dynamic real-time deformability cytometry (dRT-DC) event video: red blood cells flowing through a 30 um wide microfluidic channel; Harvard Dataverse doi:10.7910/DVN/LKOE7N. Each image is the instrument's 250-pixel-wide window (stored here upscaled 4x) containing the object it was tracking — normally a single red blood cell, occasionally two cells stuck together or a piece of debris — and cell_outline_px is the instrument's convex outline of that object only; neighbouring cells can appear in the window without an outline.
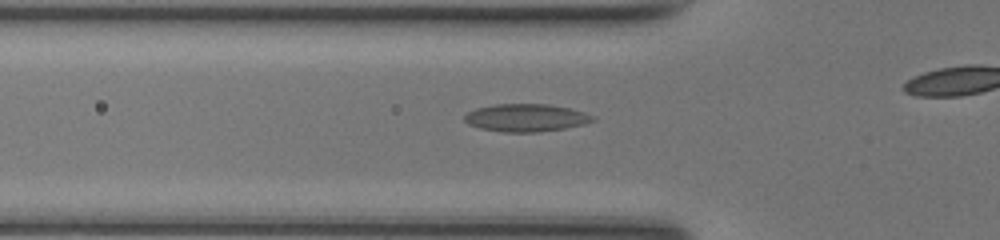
{"species": "common noctule bat (a hibernating species)", "species_latin": "Nyctalus noctula", "temperature_condition": "room temperature", "stored_images_in_passage": 25, "camera_frame_rate_fps": 3000, "um_per_image_px": 0.085, "animal": {"sex": "female", "body_mass_g": 17.0, "forearm_length_mm": 48.0}, "frame": {"image": 1, "passage_image": 3, "time_ms": 0.667, "image_size_px": [1000, 240], "cell_outline_px": [[596, 120], [584, 124], [564, 128], [536, 132], [504, 132], [480, 128], [468, 124], [464, 120], [464, 116], [468, 112], [476, 108], [496, 104], [548, 104], [568, 108], [592, 116]], "centroid_in_image_um": [44.66, 10.01], "position_along_channel_um": 81.1, "area_um2": 20.4}}
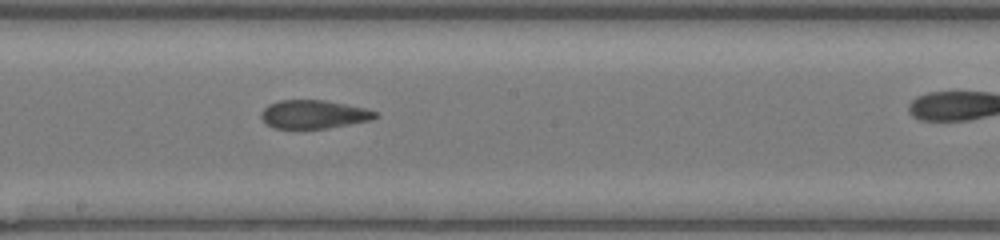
{"frame": {"image": 2, "passage_image": 13, "time_ms": 4.0, "image_size_px": [1000, 240], "cell_outline_px": [[376, 116], [368, 120], [328, 128], [272, 128], [264, 124], [260, 116], [260, 112], [268, 104], [280, 100], [324, 100], [364, 108], [376, 112]], "centroid_in_image_um": [26.55, 9.72], "position_along_channel_um": 221.6, "area_um2": 18.73}}
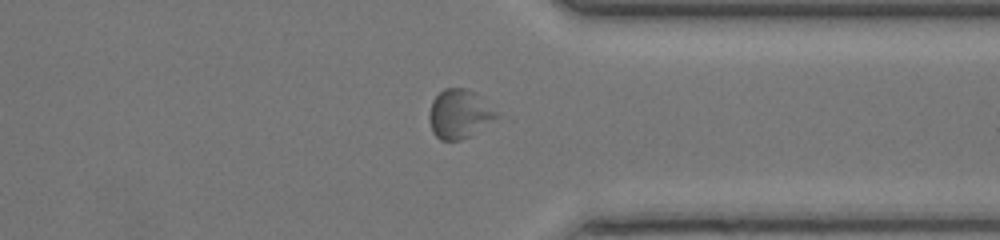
{"frame": {"image": 3, "passage_image": 24, "time_ms": 7.667, "image_size_px": [1000, 240], "cell_outline_px": [[500, 116], [468, 136], [460, 140], [440, 140], [432, 132], [428, 116], [428, 112], [432, 100], [444, 88], [464, 88], [472, 92]], "centroid_in_image_um": [38.96, 9.7], "position_along_channel_um": 372.4, "area_um2": 18.61}}